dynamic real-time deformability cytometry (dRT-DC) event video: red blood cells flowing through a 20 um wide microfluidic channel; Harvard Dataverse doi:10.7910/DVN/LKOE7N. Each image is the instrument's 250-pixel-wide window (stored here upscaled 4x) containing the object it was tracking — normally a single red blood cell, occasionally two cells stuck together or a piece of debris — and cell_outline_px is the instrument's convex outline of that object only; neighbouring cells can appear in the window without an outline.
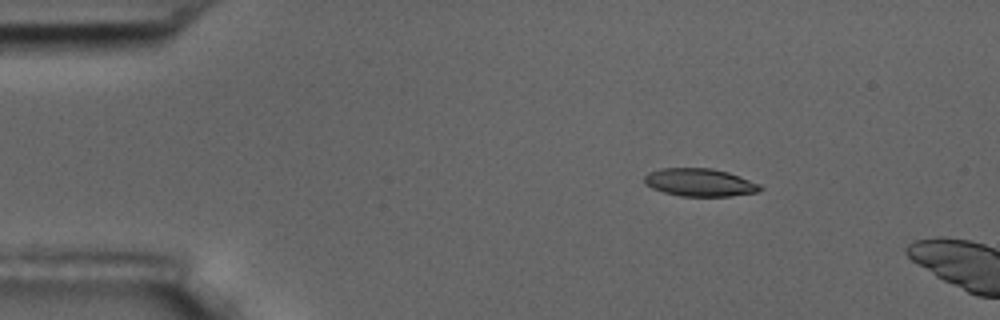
{"species": "common noctule bat (a hibernating species)", "species_latin": "Nyctalus noctula", "temperature_condition": "room temperature", "stored_images_in_passage": 5, "camera_frame_rate_fps": 3000, "um_per_image_px": 0.085, "animal": {"sex": "male", "body_mass_g": 17.5, "forearm_length_mm": 52.3}, "frame": {"image": 1, "passage_image": 3, "time_ms": 2.333, "image_size_px": [1000, 320], "cell_outline_px": [[764, 188], [760, 192], [732, 196], [680, 196], [664, 192], [652, 188], [644, 184], [644, 176], [648, 172], [660, 168], [712, 168], [728, 172], [740, 176], [760, 184]], "centroid_in_image_um": [59.49, 15.51], "position_along_channel_um": 25.5, "area_um2": 19.02}}